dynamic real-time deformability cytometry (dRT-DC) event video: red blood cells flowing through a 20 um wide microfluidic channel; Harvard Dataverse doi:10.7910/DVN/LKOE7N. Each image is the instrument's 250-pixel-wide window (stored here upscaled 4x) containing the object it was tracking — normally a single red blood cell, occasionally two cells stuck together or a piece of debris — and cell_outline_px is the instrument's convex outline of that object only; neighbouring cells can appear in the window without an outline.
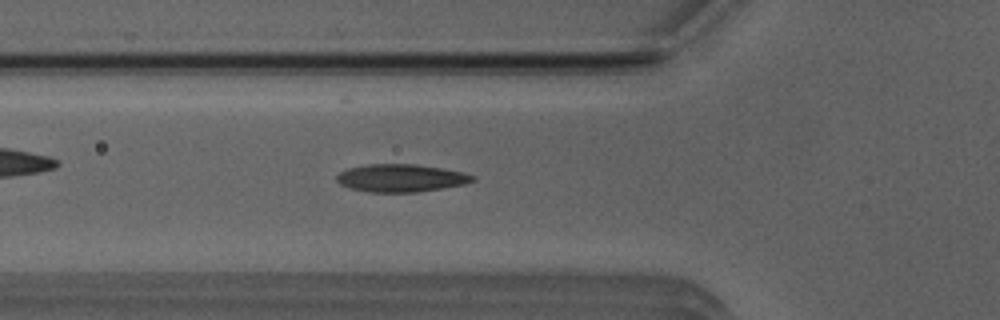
{"species": "Egyptian fruit bat (a non-hibernating species)", "species_latin": "Rousettus aegyptiacus", "temperature_condition": "room temperature", "stored_images_in_passage": 37, "camera_frame_rate_fps": 3000, "um_per_image_px": 0.085, "animal": {"sex": "male"}, "frame": {"image": 1, "passage_image": 3, "time_ms": 0.667, "image_size_px": [1000, 320], "cell_outline_px": [[476, 180], [464, 184], [416, 192], [368, 192], [348, 188], [340, 184], [336, 180], [336, 176], [340, 172], [348, 168], [368, 164], [416, 164], [464, 172], [476, 176]], "centroid_in_image_um": [34.06, 15.13], "position_along_channel_um": 91.7, "area_um2": 21.96}}
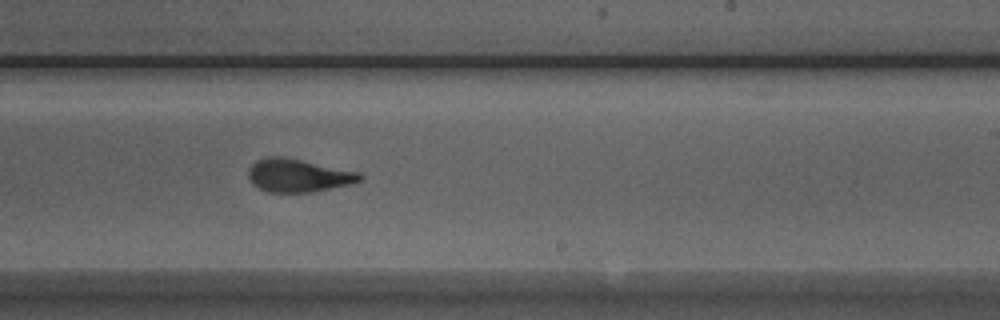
{"frame": {"image": 2, "passage_image": 16, "time_ms": 5.0, "image_size_px": [1000, 320], "cell_outline_px": [[364, 176], [360, 180], [348, 184], [312, 192], [268, 192], [252, 184], [248, 176], [248, 168], [256, 160], [268, 156], [284, 156], [360, 172]], "centroid_in_image_um": [25.32, 14.9], "position_along_channel_um": 263.7, "area_um2": 21.5}}
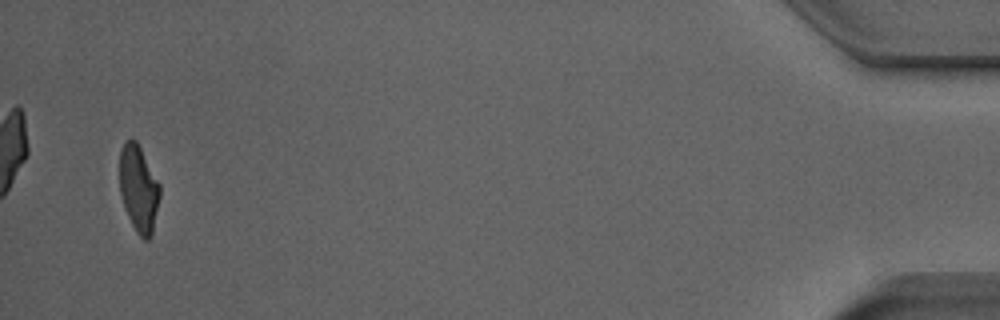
{"frame": {"image": 3, "passage_image": 35, "time_ms": 11.333, "image_size_px": [1000, 320], "cell_outline_px": [[160, 196], [152, 236], [148, 240], [144, 240], [136, 232], [128, 216], [120, 192], [120, 148], [124, 140], [136, 140], [160, 184]], "centroid_in_image_um": [11.79, 16.04], "position_along_channel_um": 423.4, "area_um2": 20.29}, "authors_computed_cell_mechanics": {"area_um2": 21.4438, "velocity_mm_per_s": 3.9663, "shape_relaxation_time_tau1_ms": 5.5986, "shape_relaxation_time_tau2_ms": 1.3532, "deformation_change_tau1": 0.1945, "deformation_change_tau2": 0.0808}}